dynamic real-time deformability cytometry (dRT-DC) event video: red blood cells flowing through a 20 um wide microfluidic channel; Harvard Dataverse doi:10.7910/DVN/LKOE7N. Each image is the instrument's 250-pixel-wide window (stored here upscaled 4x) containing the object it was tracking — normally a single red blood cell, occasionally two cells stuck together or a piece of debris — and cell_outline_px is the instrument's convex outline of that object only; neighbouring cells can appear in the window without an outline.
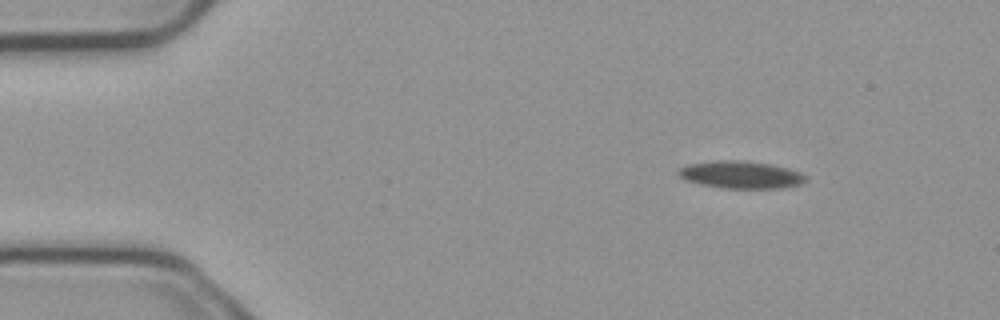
{"species": "common noctule bat (a hibernating species)", "species_latin": "Nyctalus noctula", "temperature_condition": "cold", "stored_images_in_passage": 3, "camera_frame_rate_fps": 3000, "um_per_image_px": 0.085, "animal": {"sex": "male", "body_mass_g": 23.1, "forearm_length_mm": 52.7}, "frame": {"image": 1, "passage_image": 1, "time_ms": 0.0, "image_size_px": [1000, 320], "cell_outline_px": [[808, 180], [800, 184], [784, 188], [724, 188], [704, 184], [688, 180], [680, 176], [676, 172], [676, 168], [688, 164], [716, 160], [744, 160], [768, 164], [788, 168], [800, 172], [808, 176]], "centroid_in_image_um": [63.0, 14.84], "position_along_channel_um": 22.0, "area_um2": 20.35}}
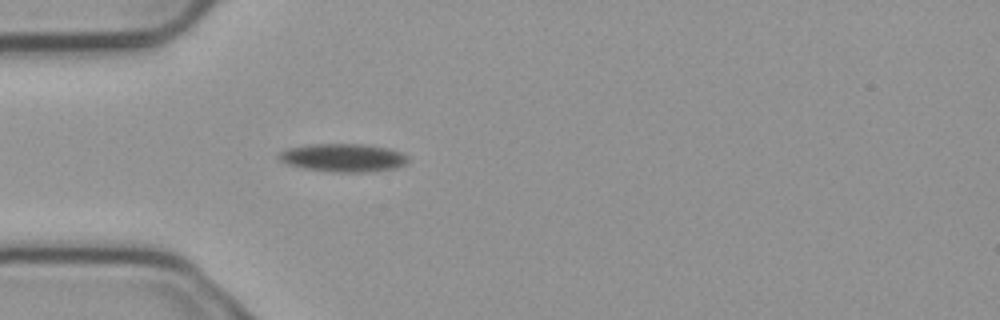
{"frame": {"image": 2, "passage_image": 3, "time_ms": 0.667, "image_size_px": [1000, 320], "cell_outline_px": [[408, 160], [404, 164], [396, 168], [364, 172], [336, 172], [304, 168], [288, 164], [280, 160], [276, 156], [280, 152], [288, 148], [312, 144], [364, 144], [388, 148], [400, 152], [408, 156]], "centroid_in_image_um": [29.17, 13.4], "position_along_channel_um": 55.8, "area_um2": 21.04}}